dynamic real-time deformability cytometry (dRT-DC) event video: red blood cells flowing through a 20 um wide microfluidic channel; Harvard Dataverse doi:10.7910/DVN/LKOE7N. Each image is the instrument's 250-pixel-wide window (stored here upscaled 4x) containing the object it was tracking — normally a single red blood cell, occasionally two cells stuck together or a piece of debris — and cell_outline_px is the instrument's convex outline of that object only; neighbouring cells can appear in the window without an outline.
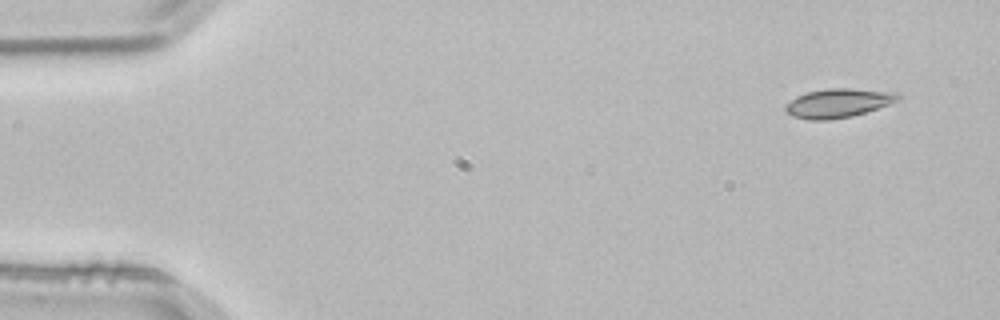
{"species": "common noctule bat (a hibernating species)", "species_latin": "Nyctalus noctula", "temperature_condition": "room temperature", "stored_images_in_passage": 4, "camera_frame_rate_fps": 3000, "um_per_image_px": 0.085, "animal": {"sex": "male", "body_mass_g": 21.5, "forearm_length_mm": 52.0}, "frame": {"image": 1, "passage_image": 1, "time_ms": 0.0, "image_size_px": [1000, 320], "cell_outline_px": [[900, 100], [852, 116], [828, 120], [808, 120], [792, 116], [784, 108], [796, 96], [808, 92], [828, 88], [852, 88], [896, 92], [900, 96]], "centroid_in_image_um": [71.25, 8.75], "position_along_channel_um": 13.7, "area_um2": 18.79}}
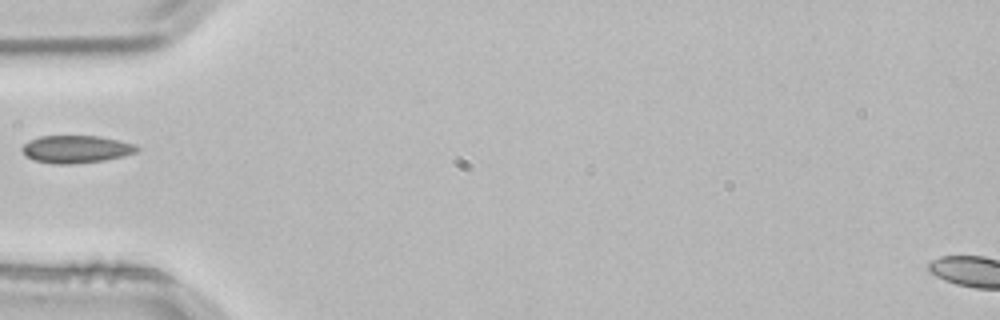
{"frame": {"image": 2, "passage_image": 4, "time_ms": 1.0, "image_size_px": [1000, 320], "cell_outline_px": [[140, 148], [136, 152], [124, 156], [104, 160], [72, 164], [52, 164], [32, 160], [24, 156], [20, 148], [28, 140], [40, 136], [100, 136], [120, 140], [136, 144]], "centroid_in_image_um": [6.44, 12.68], "position_along_channel_um": 78.6, "area_um2": 18.79}}